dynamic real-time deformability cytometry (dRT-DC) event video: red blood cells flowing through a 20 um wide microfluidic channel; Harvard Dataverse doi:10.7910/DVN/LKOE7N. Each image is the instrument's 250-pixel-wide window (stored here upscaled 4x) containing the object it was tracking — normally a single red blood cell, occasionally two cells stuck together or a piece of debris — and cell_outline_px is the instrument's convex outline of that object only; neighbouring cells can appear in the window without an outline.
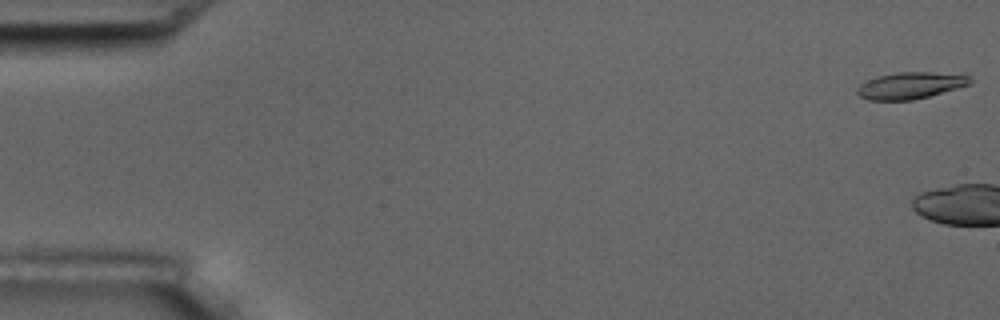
{"species": "common noctule bat (a hibernating species)", "species_latin": "Nyctalus noctula", "temperature_condition": "room temperature", "stored_images_in_passage": 2, "camera_frame_rate_fps": 3000, "um_per_image_px": 0.085, "animal": {"sex": "male", "body_mass_g": 17.5, "forearm_length_mm": 52.3}, "frame": {"image": 1, "passage_image": 1, "time_ms": 0.0, "image_size_px": [1000, 320], "cell_outline_px": [[972, 80], [968, 84], [956, 88], [928, 96], [912, 100], [868, 100], [860, 96], [856, 92], [856, 88], [860, 84], [876, 76], [896, 72], [964, 72]], "centroid_in_image_um": [77.4, 7.24], "position_along_channel_um": 7.6, "area_um2": 17.74}}